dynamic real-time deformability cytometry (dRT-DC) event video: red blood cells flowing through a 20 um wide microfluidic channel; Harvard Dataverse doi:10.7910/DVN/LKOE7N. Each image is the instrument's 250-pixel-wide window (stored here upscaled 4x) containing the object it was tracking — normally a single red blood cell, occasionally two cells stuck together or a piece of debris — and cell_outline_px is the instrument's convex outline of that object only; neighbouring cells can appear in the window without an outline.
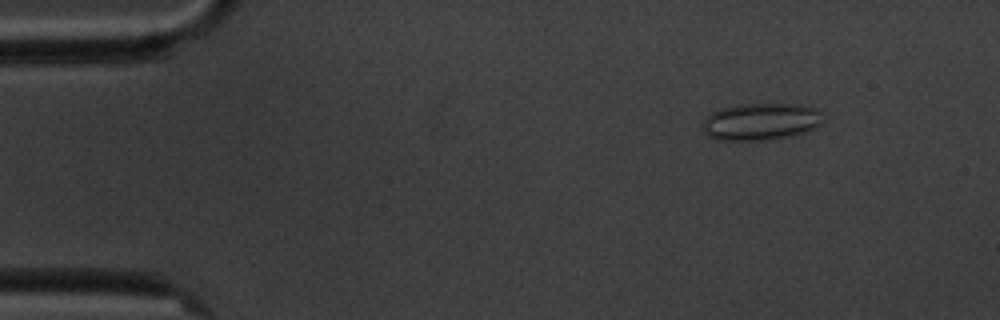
{"species": "common noctule bat (a hibernating species)", "species_latin": "Nyctalus noctula", "temperature_condition": "cold", "stored_images_in_passage": 5, "camera_frame_rate_fps": 3000, "um_per_image_px": 0.085, "animal": {"sex": "male", "body_mass_g": 20.1, "forearm_length_mm": 53.5}, "frame": {"image": 1, "passage_image": 1, "time_ms": 0.0, "image_size_px": [1000, 320], "cell_outline_px": [[824, 120], [816, 128], [804, 132], [788, 136], [764, 140], [716, 140], [708, 136], [704, 132], [700, 124], [712, 112], [720, 108], [744, 104], [800, 104], [816, 108], [820, 112]], "centroid_in_image_um": [64.66, 10.34], "position_along_channel_um": 20.3, "area_um2": 26.13}}
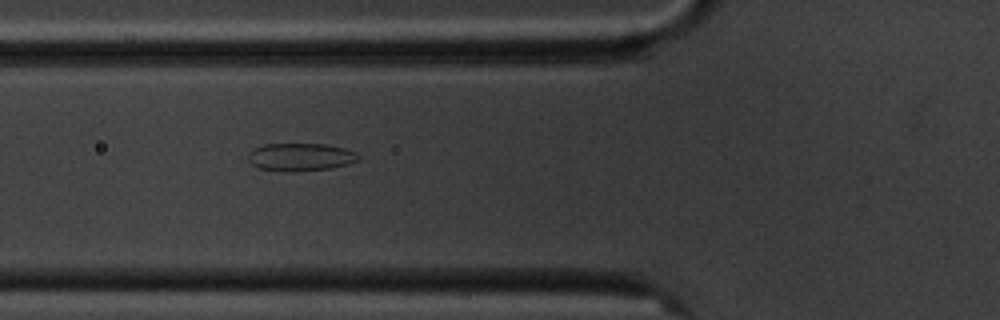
{"frame": {"image": 2, "passage_image": 5, "time_ms": 4.667, "image_size_px": [1000, 320], "cell_outline_px": [[360, 160], [348, 164], [328, 168], [296, 172], [288, 172], [260, 168], [252, 164], [248, 160], [248, 152], [264, 144], [324, 144], [344, 148], [356, 152], [360, 156]], "centroid_in_image_um": [25.55, 13.35], "position_along_channel_um": 100.2, "area_um2": 17.86}}